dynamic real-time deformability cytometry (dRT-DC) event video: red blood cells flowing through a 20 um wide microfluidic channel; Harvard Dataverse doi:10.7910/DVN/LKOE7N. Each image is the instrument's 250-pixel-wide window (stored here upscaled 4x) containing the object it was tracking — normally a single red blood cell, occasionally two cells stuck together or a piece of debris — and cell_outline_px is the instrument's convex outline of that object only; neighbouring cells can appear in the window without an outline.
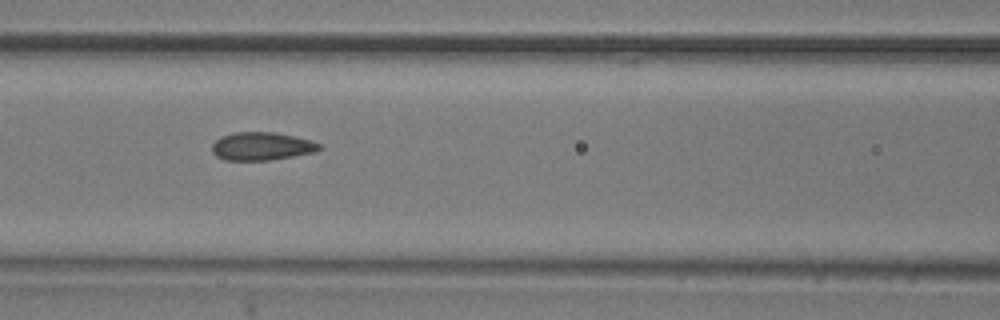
{"species": "common noctule bat (a hibernating species)", "species_latin": "Nyctalus noctula", "temperature_condition": "room temperature", "stored_images_in_passage": 8, "camera_frame_rate_fps": 3000, "um_per_image_px": 0.085, "animal": {"sex": "male", "body_mass_g": 20.5, "forearm_length_mm": 52.5}, "frame": {"image": 1, "passage_image": 5, "time_ms": 1.333, "image_size_px": [1000, 320], "cell_outline_px": [[324, 148], [316, 152], [268, 160], [224, 160], [216, 156], [212, 152], [212, 144], [220, 136], [236, 132], [276, 132], [296, 136], [312, 140], [320, 144]], "centroid_in_image_um": [22.27, 12.42], "position_along_channel_um": 144.3, "area_um2": 17.74}}
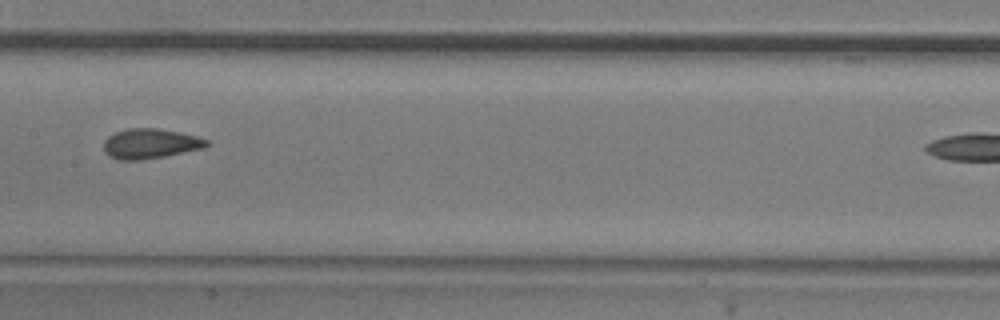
{"frame": {"image": 2, "passage_image": 6, "time_ms": 1.667, "image_size_px": [1000, 320], "cell_outline_px": [[208, 144], [204, 148], [164, 156], [140, 160], [120, 160], [108, 156], [104, 152], [104, 140], [108, 136], [116, 132], [128, 128], [160, 128], [180, 132], [196, 136], [208, 140]], "centroid_in_image_um": [12.75, 12.2], "position_along_channel_um": 194.7, "area_um2": 17.98}}
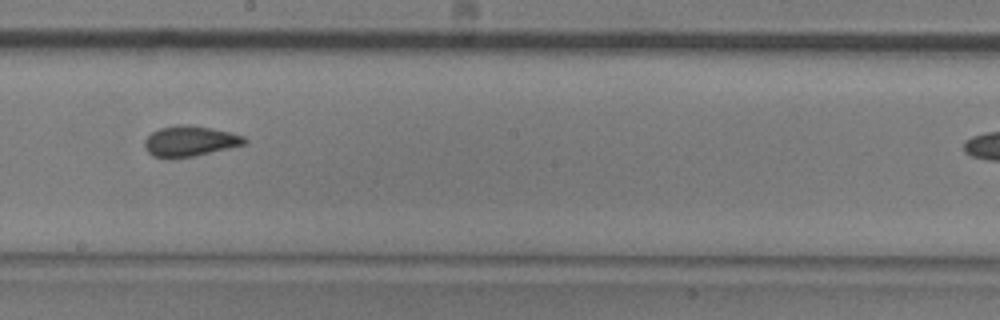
{"frame": {"image": 3, "passage_image": 7, "time_ms": 2.0, "image_size_px": [1000, 320], "cell_outline_px": [[248, 140], [244, 144], [228, 148], [192, 156], [152, 156], [144, 148], [144, 140], [152, 132], [160, 128], [176, 124], [188, 124], [212, 128], [232, 132], [244, 136]], "centroid_in_image_um": [16.15, 11.95], "position_along_channel_um": 232.1, "area_um2": 17.46}}